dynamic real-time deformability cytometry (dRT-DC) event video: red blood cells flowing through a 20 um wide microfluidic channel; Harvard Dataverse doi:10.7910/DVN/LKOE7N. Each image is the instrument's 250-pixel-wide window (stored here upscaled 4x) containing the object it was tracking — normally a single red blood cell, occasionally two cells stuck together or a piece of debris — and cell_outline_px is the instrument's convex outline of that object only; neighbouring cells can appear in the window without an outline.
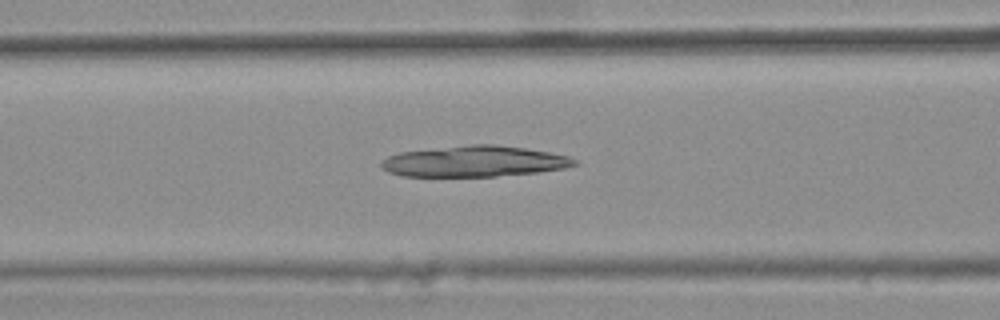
{"species": "common noctule bat (a hibernating species)", "species_latin": "Nyctalus noctula", "temperature_condition": "warm", "stored_images_in_passage": 44, "camera_frame_rate_fps": 3000, "um_per_image_px": 0.085, "animal": {"sex": "female", "body_mass_g": 25.1}, "frame": {"image": 1, "passage_image": 20, "time_ms": 6.333, "image_size_px": [1000, 320], "cell_outline_px": [[580, 164], [564, 168], [536, 172], [496, 176], [404, 176], [388, 172], [380, 164], [388, 156], [400, 152], [472, 144], [492, 144], [524, 148], [548, 152], [568, 156], [580, 160]], "centroid_in_image_um": [40.37, 13.71], "position_along_channel_um": 126.2, "area_um2": 34.56}}
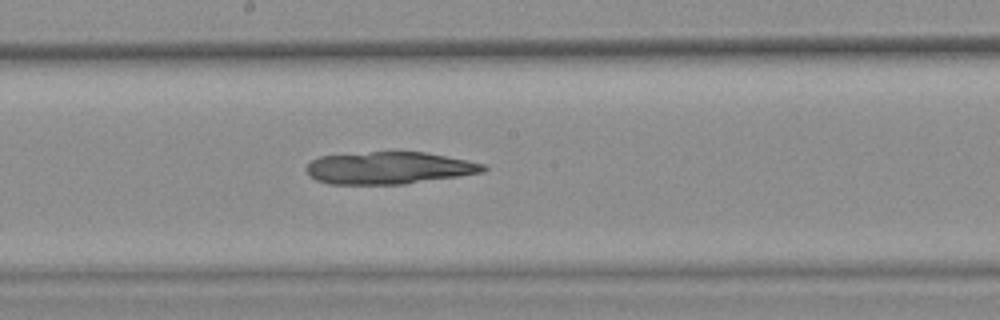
{"frame": {"image": 2, "passage_image": 27, "time_ms": 8.667, "image_size_px": [1000, 320], "cell_outline_px": [[488, 168], [484, 172], [404, 184], [328, 184], [316, 180], [304, 168], [312, 160], [320, 156], [372, 152], [424, 152], [484, 164]], "centroid_in_image_um": [33.04, 14.28], "position_along_channel_um": 215.2, "area_um2": 32.83}}
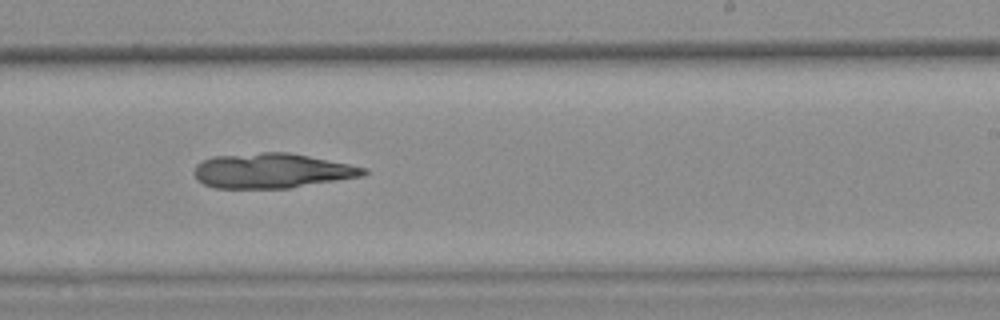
{"frame": {"image": 3, "passage_image": 31, "time_ms": 10.0, "image_size_px": [1000, 320], "cell_outline_px": [[368, 172], [360, 176], [288, 188], [216, 188], [204, 184], [196, 180], [192, 172], [196, 164], [212, 156], [260, 152], [288, 152], [368, 168]], "centroid_in_image_um": [23.03, 14.51], "position_along_channel_um": 266.0, "area_um2": 34.28}}